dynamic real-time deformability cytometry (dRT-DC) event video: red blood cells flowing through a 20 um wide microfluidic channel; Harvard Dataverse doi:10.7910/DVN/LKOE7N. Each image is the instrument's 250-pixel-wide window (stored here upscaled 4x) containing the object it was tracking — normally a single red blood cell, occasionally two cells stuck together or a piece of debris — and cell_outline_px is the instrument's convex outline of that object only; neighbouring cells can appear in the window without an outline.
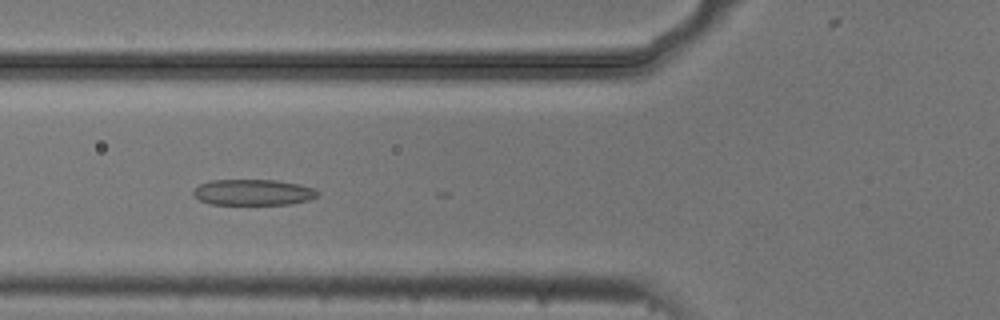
{"species": "common noctule bat (a hibernating species)", "species_latin": "Nyctalus noctula", "temperature_condition": "cold", "stored_images_in_passage": 5, "camera_frame_rate_fps": 3000, "um_per_image_px": 0.085, "animal": {"sex": "male", "body_mass_g": 20.5, "forearm_length_mm": 52.5}, "frame": {"image": 1, "passage_image": 5, "time_ms": 1.333, "image_size_px": [1000, 320], "cell_outline_px": [[320, 192], [316, 196], [308, 200], [292, 204], [212, 204], [200, 200], [192, 192], [200, 184], [212, 180], [276, 180], [300, 184], [316, 188]], "centroid_in_image_um": [21.57, 16.34], "position_along_channel_um": 104.2, "area_um2": 18.73}}